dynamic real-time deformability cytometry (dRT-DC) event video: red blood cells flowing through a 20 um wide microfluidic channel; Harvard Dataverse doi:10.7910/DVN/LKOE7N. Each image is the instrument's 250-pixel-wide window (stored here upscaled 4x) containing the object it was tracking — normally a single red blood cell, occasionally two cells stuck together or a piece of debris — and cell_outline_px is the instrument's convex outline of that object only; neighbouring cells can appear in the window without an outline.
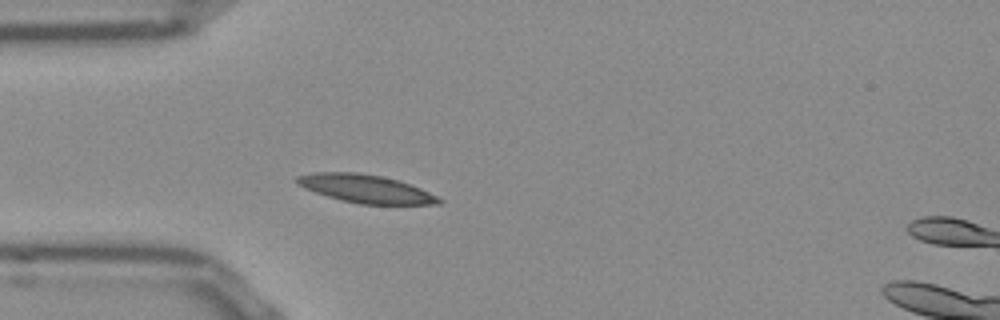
{"species": "Egyptian fruit bat (a non-hibernating species)", "species_latin": "Rousettus aegyptiacus", "temperature_condition": "room temperature", "stored_images_in_passage": 39, "camera_frame_rate_fps": 3000, "um_per_image_px": 0.085, "frame": {"image": 1, "passage_image": 1, "time_ms": 0.0, "image_size_px": [1000, 320], "cell_outline_px": [[444, 200], [440, 204], [360, 204], [340, 200], [304, 188], [296, 184], [296, 176], [312, 172], [356, 172], [380, 176], [396, 180], [420, 188]], "centroid_in_image_um": [31.04, 16.04], "position_along_channel_um": 54.0, "area_um2": 23.06}}
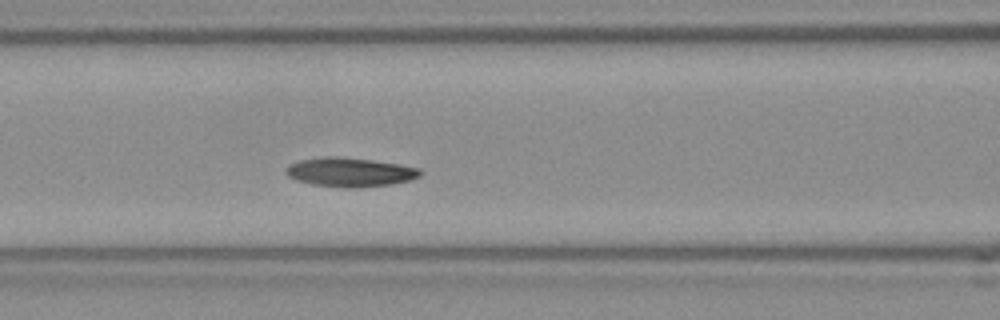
{"frame": {"image": 2, "passage_image": 8, "time_ms": 2.333, "image_size_px": [1000, 320], "cell_outline_px": [[424, 172], [420, 176], [408, 180], [392, 184], [356, 188], [348, 188], [312, 184], [296, 180], [288, 176], [284, 172], [288, 164], [300, 160], [324, 156], [340, 156], [372, 160], [420, 168]], "centroid_in_image_um": [29.72, 14.63], "position_along_channel_um": 136.9, "area_um2": 22.83}}
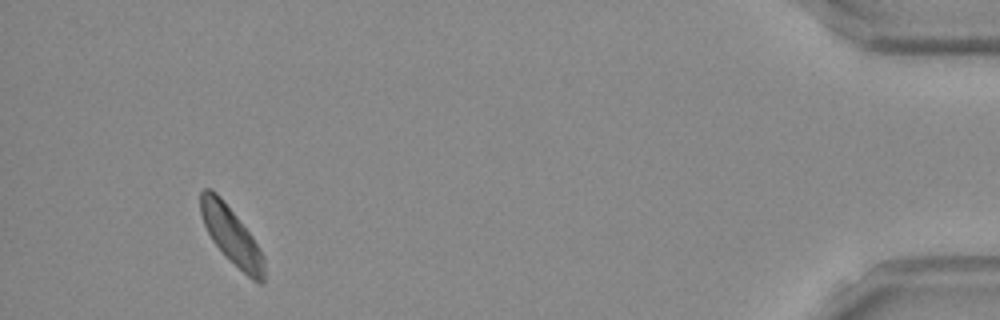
{"frame": {"image": 3, "passage_image": 36, "time_ms": 11.667, "image_size_px": [1000, 320], "cell_outline_px": [[264, 280], [260, 284], [252, 280], [212, 240], [200, 216], [200, 192], [204, 188], [208, 188], [216, 192], [220, 196], [252, 236], [264, 256]], "centroid_in_image_um": [19.66, 19.98], "position_along_channel_um": 415.5, "area_um2": 20.58}, "authors_computed_cell_mechanics": {"area_um2": 21.5016, "velocity_mm_per_s": 3.7727, "shape_relaxation_time_tau1_ms": 8.4213, "shape_relaxation_time_tau2_ms": 7.747, "deformation_change_tau1": 0.1444, "deformation_change_tau2": 0.1327}}